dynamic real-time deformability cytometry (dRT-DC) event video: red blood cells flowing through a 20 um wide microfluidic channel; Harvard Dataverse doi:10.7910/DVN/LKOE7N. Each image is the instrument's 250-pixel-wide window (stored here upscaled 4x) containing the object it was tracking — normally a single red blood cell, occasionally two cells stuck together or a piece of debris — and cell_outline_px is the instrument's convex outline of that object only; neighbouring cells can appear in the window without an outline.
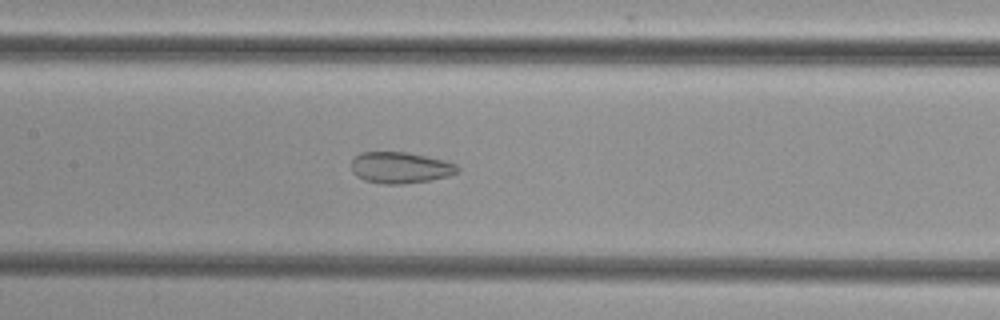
{"species": "common noctule bat (a hibernating species)", "species_latin": "Nyctalus noctula", "temperature_condition": "cold", "stored_images_in_passage": 46, "camera_frame_rate_fps": 3000, "um_per_image_px": 0.085, "animal": {"sex": "female", "body_mass_g": 29.2, "forearm_length_mm": 56.3}, "frame": {"image": 1, "passage_image": 19, "time_ms": 6.0, "image_size_px": [1000, 320], "cell_outline_px": [[460, 172], [448, 176], [428, 180], [404, 184], [384, 184], [364, 180], [356, 176], [352, 172], [352, 160], [360, 152], [408, 152], [444, 160], [456, 164], [460, 168]], "centroid_in_image_um": [34.03, 14.25], "position_along_channel_um": 173.4, "area_um2": 19.42}}
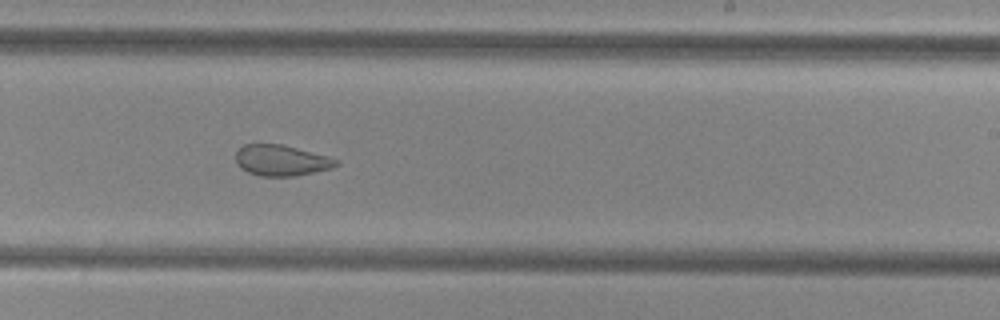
{"frame": {"image": 2, "passage_image": 26, "time_ms": 8.333, "image_size_px": [1000, 320], "cell_outline_px": [[340, 164], [332, 168], [296, 176], [260, 176], [248, 172], [240, 168], [236, 164], [236, 152], [244, 144], [280, 144], [328, 156], [340, 160]], "centroid_in_image_um": [23.92, 13.64], "position_along_channel_um": 265.1, "area_um2": 18.09}}
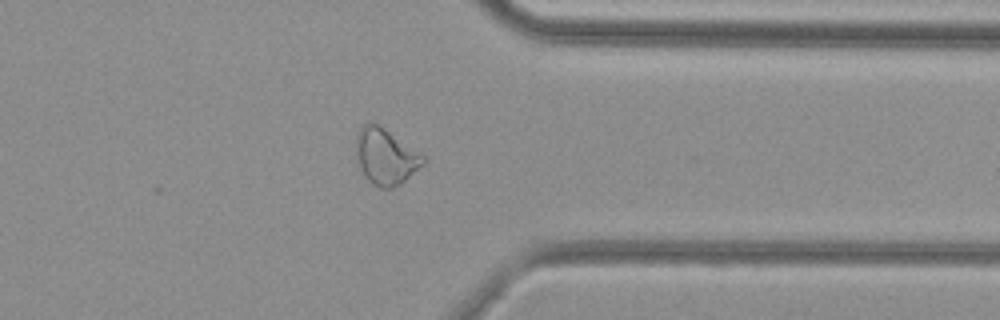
{"frame": {"image": 3, "passage_image": 35, "time_ms": 11.333, "image_size_px": [1000, 320], "cell_outline_px": [[428, 160], [424, 164], [400, 184], [392, 188], [380, 188], [372, 184], [368, 180], [360, 164], [356, 152], [356, 136], [360, 128], [368, 120], [372, 120], [384, 128], [424, 156]], "centroid_in_image_um": [32.78, 13.29], "position_along_channel_um": 378.6, "area_um2": 21.62}}